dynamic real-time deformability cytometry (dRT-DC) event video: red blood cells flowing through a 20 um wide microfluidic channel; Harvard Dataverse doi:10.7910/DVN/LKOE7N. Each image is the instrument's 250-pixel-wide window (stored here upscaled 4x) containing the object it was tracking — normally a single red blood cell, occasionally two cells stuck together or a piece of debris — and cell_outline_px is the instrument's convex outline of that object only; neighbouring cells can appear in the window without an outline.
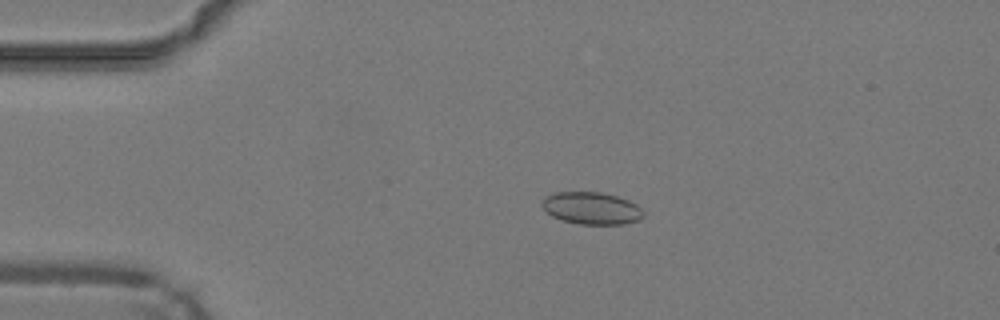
{"species": "common noctule bat (a hibernating species)", "species_latin": "Nyctalus noctula", "temperature_condition": "warm", "stored_images_in_passage": 33, "camera_frame_rate_fps": 3000, "um_per_image_px": 0.085, "animal": {"sex": "male", "body_mass_g": 19.2, "forearm_length_mm": 51.8}, "frame": {"image": 1, "passage_image": 11, "time_ms": 3.333, "image_size_px": [1000, 320], "cell_outline_px": [[644, 216], [640, 220], [624, 224], [580, 224], [560, 220], [552, 216], [540, 204], [552, 192], [600, 192], [616, 196], [628, 200], [636, 204], [644, 212]], "centroid_in_image_um": [50.3, 17.7], "position_along_channel_um": 34.7, "area_um2": 19.02}}
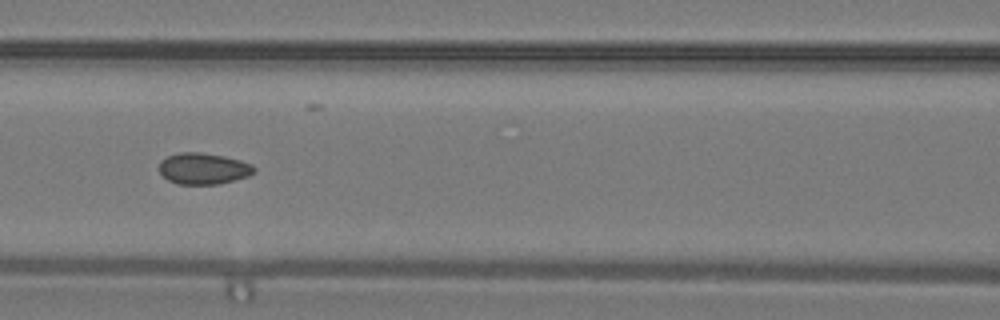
{"frame": {"image": 2, "passage_image": 22, "time_ms": 7.0, "image_size_px": [1000, 320], "cell_outline_px": [[256, 172], [248, 176], [216, 184], [176, 184], [168, 180], [160, 172], [160, 160], [168, 156], [180, 152], [200, 152], [224, 156], [240, 160], [252, 164], [256, 168]], "centroid_in_image_um": [17.3, 14.32], "position_along_channel_um": 149.3, "area_um2": 17.28}}
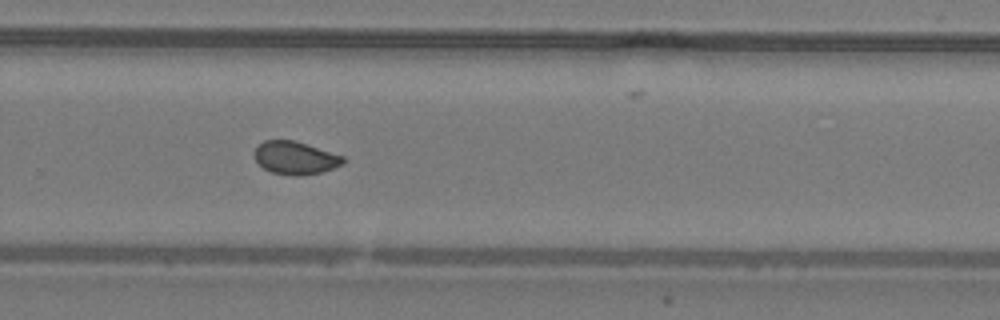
{"frame": {"image": 3, "passage_image": 33, "time_ms": 10.667, "image_size_px": [1000, 320], "cell_outline_px": [[344, 164], [320, 172], [272, 172], [264, 168], [256, 160], [256, 148], [264, 140], [292, 140], [344, 156]], "centroid_in_image_um": [25.11, 13.36], "position_along_channel_um": 304.7, "area_um2": 15.84}}